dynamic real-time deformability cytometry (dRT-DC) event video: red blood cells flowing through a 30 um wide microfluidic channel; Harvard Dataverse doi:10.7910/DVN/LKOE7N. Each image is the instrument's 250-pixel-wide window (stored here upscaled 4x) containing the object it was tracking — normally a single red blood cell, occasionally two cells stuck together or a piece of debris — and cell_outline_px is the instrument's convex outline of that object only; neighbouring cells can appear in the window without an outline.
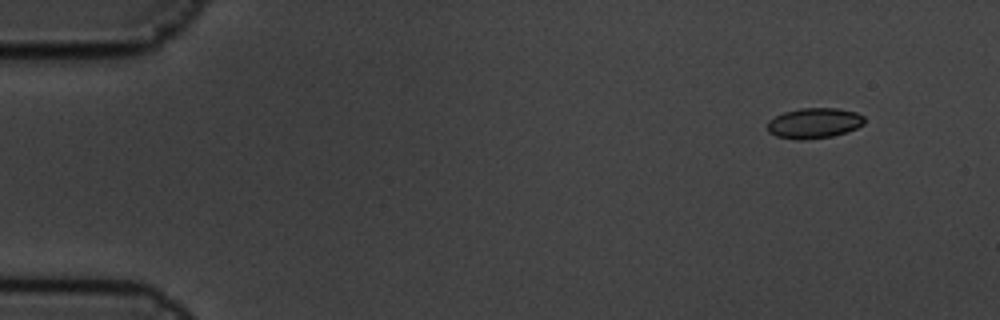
{"species": "common noctule bat (a hibernating species)", "species_latin": "Nyctalus noctula", "temperature_condition": "cold", "stored_images_in_passage": 6, "camera_frame_rate_fps": 3000, "um_per_image_px": 0.085, "animal": {"sex": "male", "body_mass_g": 19.5, "forearm_length_mm": 54.6}, "frame": {"image": 1, "passage_image": 1, "time_ms": 0.0, "image_size_px": [1000, 320], "cell_outline_px": [[864, 124], [856, 128], [832, 136], [804, 140], [796, 140], [776, 136], [768, 132], [768, 120], [784, 112], [800, 108], [836, 108], [856, 112], [864, 116]], "centroid_in_image_um": [69.18, 10.46], "position_along_channel_um": 15.8, "area_um2": 17.17}}
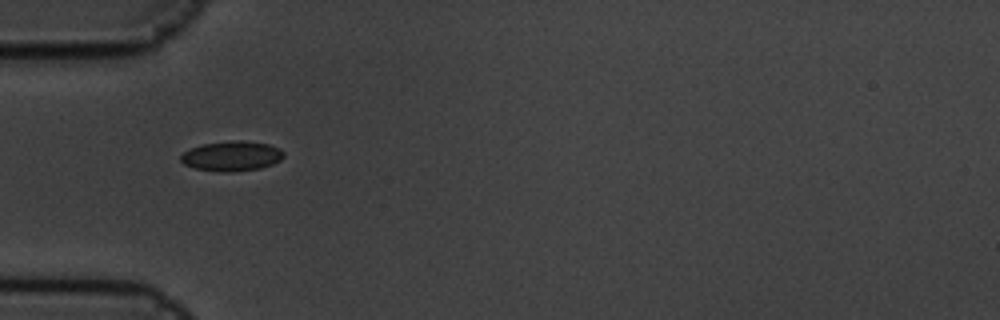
{"frame": {"image": 2, "passage_image": 5, "time_ms": 1.333, "image_size_px": [1000, 320], "cell_outline_px": [[284, 156], [280, 160], [272, 164], [260, 168], [232, 172], [224, 172], [192, 168], [184, 164], [180, 160], [180, 156], [184, 152], [192, 148], [204, 144], [232, 140], [244, 140], [268, 144], [280, 148], [284, 152]], "centroid_in_image_um": [19.71, 13.26], "position_along_channel_um": 65.3, "area_um2": 17.98}}
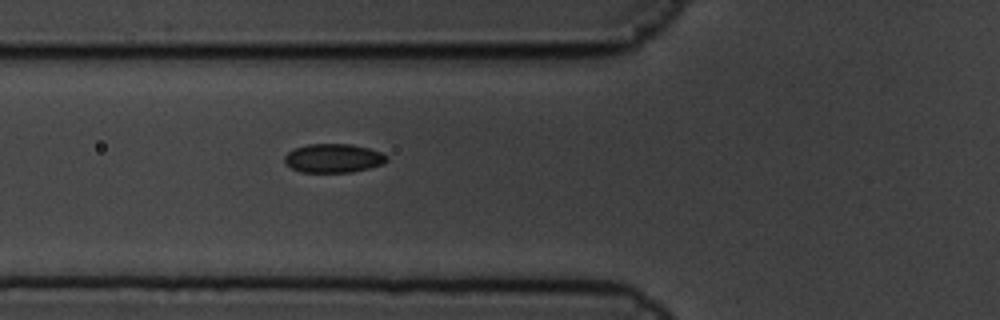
{"frame": {"image": 3, "passage_image": 6, "time_ms": 1.667, "image_size_px": [1000, 320], "cell_outline_px": [[388, 160], [384, 164], [352, 172], [300, 172], [284, 164], [284, 156], [292, 148], [308, 144], [352, 144], [368, 148], [380, 152], [388, 156]], "centroid_in_image_um": [28.31, 13.44], "position_along_channel_um": 97.5, "area_um2": 17.34}}